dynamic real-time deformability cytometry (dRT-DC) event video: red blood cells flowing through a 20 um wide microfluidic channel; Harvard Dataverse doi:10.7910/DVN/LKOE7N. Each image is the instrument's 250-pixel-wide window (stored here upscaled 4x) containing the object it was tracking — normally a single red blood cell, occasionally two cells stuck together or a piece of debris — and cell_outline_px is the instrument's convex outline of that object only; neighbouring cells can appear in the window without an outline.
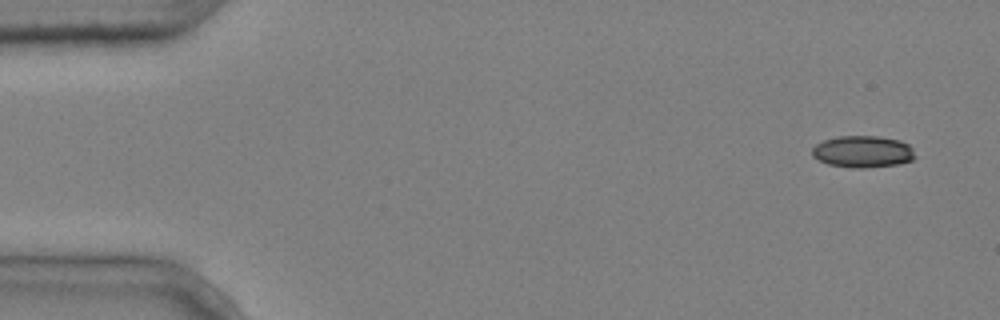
{"species": "common noctule bat (a hibernating species)", "species_latin": "Nyctalus noctula", "temperature_condition": "cold", "stored_images_in_passage": 5, "camera_frame_rate_fps": 3000, "um_per_image_px": 0.085, "animal": {"sex": "male", "body_mass_g": 20.4}, "frame": {"image": 1, "passage_image": 1, "time_ms": 0.0, "image_size_px": [1000, 320], "cell_outline_px": [[916, 156], [912, 160], [900, 164], [864, 168], [852, 168], [828, 164], [812, 156], [812, 148], [816, 144], [824, 140], [840, 136], [876, 136], [900, 140], [908, 144], [912, 148]], "centroid_in_image_um": [73.35, 12.89], "position_along_channel_um": 11.6, "area_um2": 19.13}}
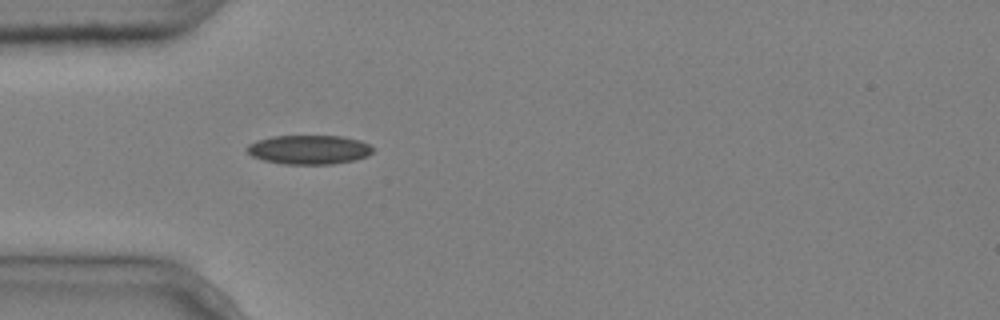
{"frame": {"image": 2, "passage_image": 5, "time_ms": 1.333, "image_size_px": [1000, 320], "cell_outline_px": [[376, 148], [368, 156], [356, 160], [332, 164], [284, 164], [264, 160], [252, 156], [244, 148], [248, 144], [256, 140], [272, 136], [340, 136], [360, 140]], "centroid_in_image_um": [26.27, 12.72], "position_along_channel_um": 58.7, "area_um2": 21.56}}